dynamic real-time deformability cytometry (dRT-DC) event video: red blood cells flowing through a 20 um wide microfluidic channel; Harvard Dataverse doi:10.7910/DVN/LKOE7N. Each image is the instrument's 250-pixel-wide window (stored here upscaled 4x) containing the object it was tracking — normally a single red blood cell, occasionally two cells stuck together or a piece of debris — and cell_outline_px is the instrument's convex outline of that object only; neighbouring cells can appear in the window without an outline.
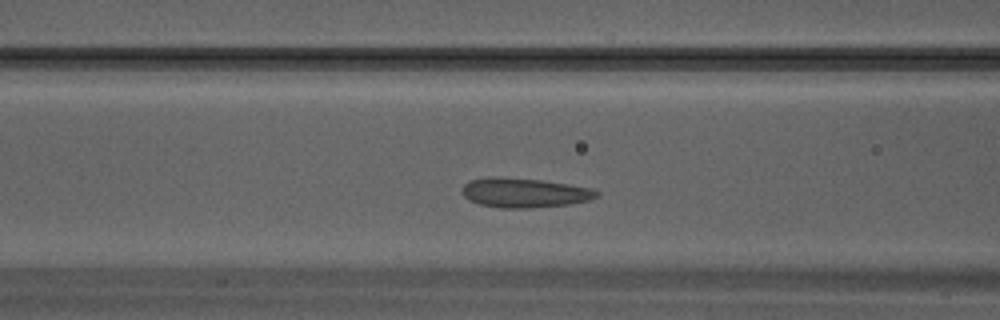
{"species": "Egyptian fruit bat (a non-hibernating species)", "species_latin": "Rousettus aegyptiacus", "temperature_condition": "warm", "stored_images_in_passage": 28, "camera_frame_rate_fps": 3000, "um_per_image_px": 0.085, "animal": {"sex": "male"}, "frame": {"image": 1, "passage_image": 9, "time_ms": 2.667, "image_size_px": [1000, 320], "cell_outline_px": [[600, 192], [596, 196], [588, 200], [568, 204], [528, 208], [500, 208], [480, 204], [468, 200], [460, 192], [464, 184], [468, 180], [488, 176], [496, 176], [540, 180], [568, 184], [592, 188]], "centroid_in_image_um": [44.5, 16.37], "position_along_channel_um": 122.1, "area_um2": 23.24}}
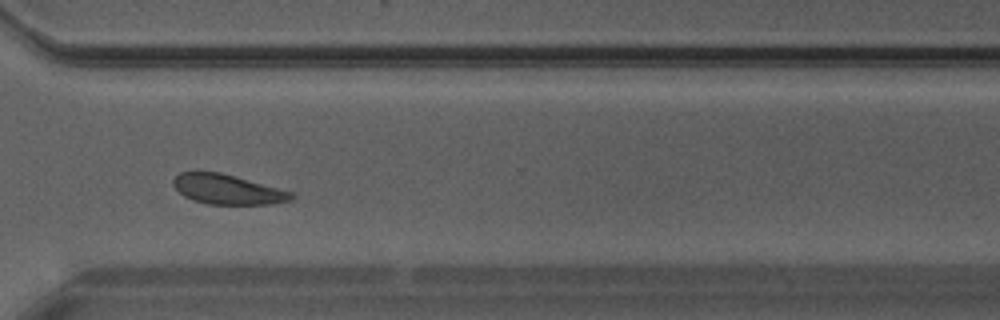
{"frame": {"image": 2, "passage_image": 20, "time_ms": 6.333, "image_size_px": [1000, 320], "cell_outline_px": [[296, 196], [292, 200], [272, 204], [208, 204], [192, 200], [184, 196], [172, 184], [172, 180], [180, 172], [196, 168], [220, 172], [236, 176], [292, 192]], "centroid_in_image_um": [19.28, 16.06], "position_along_channel_um": 351.3, "area_um2": 21.04}}
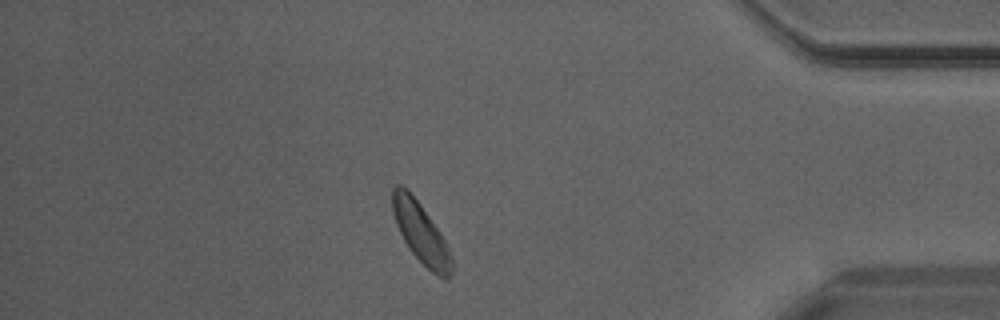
{"frame": {"image": 3, "passage_image": 24, "time_ms": 7.667, "image_size_px": [1000, 320], "cell_outline_px": [[452, 272], [448, 280], [444, 280], [436, 276], [408, 248], [396, 224], [392, 212], [392, 188], [396, 184], [400, 184], [408, 188], [420, 204], [440, 232], [452, 256]], "centroid_in_image_um": [35.76, 19.79], "position_along_channel_um": 399.4, "area_um2": 20.81}}